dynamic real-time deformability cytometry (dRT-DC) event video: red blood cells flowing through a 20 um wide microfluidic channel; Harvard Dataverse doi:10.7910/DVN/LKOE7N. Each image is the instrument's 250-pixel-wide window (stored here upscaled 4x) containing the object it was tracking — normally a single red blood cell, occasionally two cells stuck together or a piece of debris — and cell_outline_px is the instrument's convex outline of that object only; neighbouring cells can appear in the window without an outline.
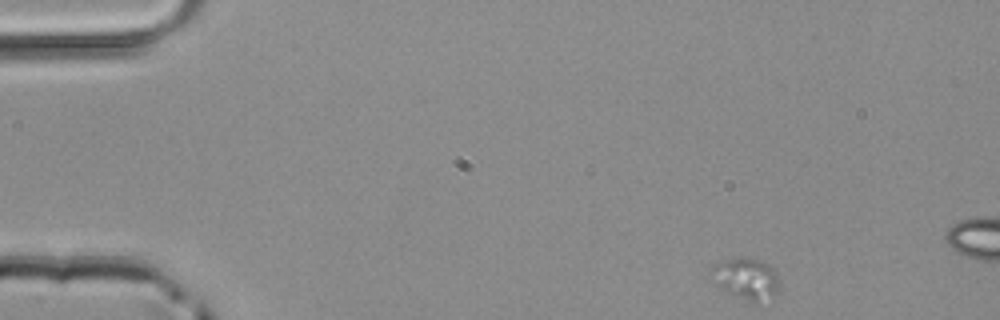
{"species": "common noctule bat (a hibernating species)", "species_latin": "Nyctalus noctula", "temperature_condition": "room temperature", "stored_images_in_passage": 8, "segment_of_instrument_passage": [1, 2], "camera_frame_rate_fps": 3000, "um_per_image_px": 0.085, "animal": {"sex": "male", "body_mass_g": 20.4}, "frame": {"image": 1, "passage_image": 1, "time_ms": 0.0, "image_size_px": [1000, 320], "cell_outline_px": [[776, 292], [756, 300], [748, 300], [728, 292], [720, 284], [712, 268], [716, 264], [740, 256], [760, 260], [768, 264], [776, 272]], "centroid_in_image_um": [63.46, 23.6], "position_along_channel_um": 21.5, "area_um2": 14.8}}